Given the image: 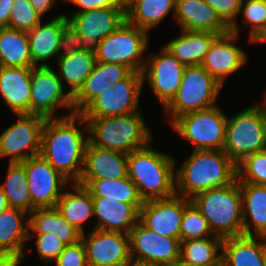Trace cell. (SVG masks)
Masks as SVG:
<instances>
[{
	"instance_id": "obj_1",
	"label": "cell",
	"mask_w": 266,
	"mask_h": 266,
	"mask_svg": "<svg viewBox=\"0 0 266 266\" xmlns=\"http://www.w3.org/2000/svg\"><path fill=\"white\" fill-rule=\"evenodd\" d=\"M84 124L79 114L46 119L42 130L40 156L67 180L78 182L84 165V156L89 135L77 127ZM85 135V136H84Z\"/></svg>"
},
{
	"instance_id": "obj_2",
	"label": "cell",
	"mask_w": 266,
	"mask_h": 266,
	"mask_svg": "<svg viewBox=\"0 0 266 266\" xmlns=\"http://www.w3.org/2000/svg\"><path fill=\"white\" fill-rule=\"evenodd\" d=\"M175 177L176 194L192 199L203 191L233 183L237 167L223 150H193Z\"/></svg>"
},
{
	"instance_id": "obj_3",
	"label": "cell",
	"mask_w": 266,
	"mask_h": 266,
	"mask_svg": "<svg viewBox=\"0 0 266 266\" xmlns=\"http://www.w3.org/2000/svg\"><path fill=\"white\" fill-rule=\"evenodd\" d=\"M150 144L128 154V177L143 201L176 194L175 160L151 148Z\"/></svg>"
},
{
	"instance_id": "obj_4",
	"label": "cell",
	"mask_w": 266,
	"mask_h": 266,
	"mask_svg": "<svg viewBox=\"0 0 266 266\" xmlns=\"http://www.w3.org/2000/svg\"><path fill=\"white\" fill-rule=\"evenodd\" d=\"M89 141L98 147L129 154L152 141L140 111L121 116L84 118Z\"/></svg>"
},
{
	"instance_id": "obj_5",
	"label": "cell",
	"mask_w": 266,
	"mask_h": 266,
	"mask_svg": "<svg viewBox=\"0 0 266 266\" xmlns=\"http://www.w3.org/2000/svg\"><path fill=\"white\" fill-rule=\"evenodd\" d=\"M207 220L213 233L221 238L243 235L240 182L203 191L190 199Z\"/></svg>"
},
{
	"instance_id": "obj_6",
	"label": "cell",
	"mask_w": 266,
	"mask_h": 266,
	"mask_svg": "<svg viewBox=\"0 0 266 266\" xmlns=\"http://www.w3.org/2000/svg\"><path fill=\"white\" fill-rule=\"evenodd\" d=\"M264 150H266V95L261 104L252 105L227 117L223 147V151L236 165L245 157Z\"/></svg>"
},
{
	"instance_id": "obj_7",
	"label": "cell",
	"mask_w": 266,
	"mask_h": 266,
	"mask_svg": "<svg viewBox=\"0 0 266 266\" xmlns=\"http://www.w3.org/2000/svg\"><path fill=\"white\" fill-rule=\"evenodd\" d=\"M222 87L201 65L185 66L177 94L164 108L170 125L186 113L216 106Z\"/></svg>"
},
{
	"instance_id": "obj_8",
	"label": "cell",
	"mask_w": 266,
	"mask_h": 266,
	"mask_svg": "<svg viewBox=\"0 0 266 266\" xmlns=\"http://www.w3.org/2000/svg\"><path fill=\"white\" fill-rule=\"evenodd\" d=\"M148 32L130 24L127 20L99 42L95 52L96 62L120 64L133 72L142 73L148 49Z\"/></svg>"
},
{
	"instance_id": "obj_9",
	"label": "cell",
	"mask_w": 266,
	"mask_h": 266,
	"mask_svg": "<svg viewBox=\"0 0 266 266\" xmlns=\"http://www.w3.org/2000/svg\"><path fill=\"white\" fill-rule=\"evenodd\" d=\"M213 106L208 109L186 113L171 125L194 150H223L226 134L227 115Z\"/></svg>"
},
{
	"instance_id": "obj_10",
	"label": "cell",
	"mask_w": 266,
	"mask_h": 266,
	"mask_svg": "<svg viewBox=\"0 0 266 266\" xmlns=\"http://www.w3.org/2000/svg\"><path fill=\"white\" fill-rule=\"evenodd\" d=\"M143 83L142 73L131 71L93 99L79 114L83 118H98L138 112Z\"/></svg>"
},
{
	"instance_id": "obj_11",
	"label": "cell",
	"mask_w": 266,
	"mask_h": 266,
	"mask_svg": "<svg viewBox=\"0 0 266 266\" xmlns=\"http://www.w3.org/2000/svg\"><path fill=\"white\" fill-rule=\"evenodd\" d=\"M66 107L74 114L73 98L64 90L58 73L48 66H34L31 73L30 115L56 118V108ZM71 110V111H70Z\"/></svg>"
},
{
	"instance_id": "obj_12",
	"label": "cell",
	"mask_w": 266,
	"mask_h": 266,
	"mask_svg": "<svg viewBox=\"0 0 266 266\" xmlns=\"http://www.w3.org/2000/svg\"><path fill=\"white\" fill-rule=\"evenodd\" d=\"M16 116L18 121L0 135V158L11 156V163L24 162L40 154L42 130L46 120L37 115Z\"/></svg>"
},
{
	"instance_id": "obj_13",
	"label": "cell",
	"mask_w": 266,
	"mask_h": 266,
	"mask_svg": "<svg viewBox=\"0 0 266 266\" xmlns=\"http://www.w3.org/2000/svg\"><path fill=\"white\" fill-rule=\"evenodd\" d=\"M25 167L33 211L36 208L55 207L62 191L69 185L62 174L40 155L21 162Z\"/></svg>"
},
{
	"instance_id": "obj_14",
	"label": "cell",
	"mask_w": 266,
	"mask_h": 266,
	"mask_svg": "<svg viewBox=\"0 0 266 266\" xmlns=\"http://www.w3.org/2000/svg\"><path fill=\"white\" fill-rule=\"evenodd\" d=\"M129 236L131 260L157 266H170L179 260V239L160 236L140 222Z\"/></svg>"
},
{
	"instance_id": "obj_15",
	"label": "cell",
	"mask_w": 266,
	"mask_h": 266,
	"mask_svg": "<svg viewBox=\"0 0 266 266\" xmlns=\"http://www.w3.org/2000/svg\"><path fill=\"white\" fill-rule=\"evenodd\" d=\"M146 59L142 77L147 80L160 104L165 108L181 85L185 66L162 46L159 54Z\"/></svg>"
},
{
	"instance_id": "obj_16",
	"label": "cell",
	"mask_w": 266,
	"mask_h": 266,
	"mask_svg": "<svg viewBox=\"0 0 266 266\" xmlns=\"http://www.w3.org/2000/svg\"><path fill=\"white\" fill-rule=\"evenodd\" d=\"M66 18L82 36L83 51L95 53L99 42L125 22L126 8L93 9Z\"/></svg>"
},
{
	"instance_id": "obj_17",
	"label": "cell",
	"mask_w": 266,
	"mask_h": 266,
	"mask_svg": "<svg viewBox=\"0 0 266 266\" xmlns=\"http://www.w3.org/2000/svg\"><path fill=\"white\" fill-rule=\"evenodd\" d=\"M81 240L89 266H126L131 261L129 234L93 229Z\"/></svg>"
},
{
	"instance_id": "obj_18",
	"label": "cell",
	"mask_w": 266,
	"mask_h": 266,
	"mask_svg": "<svg viewBox=\"0 0 266 266\" xmlns=\"http://www.w3.org/2000/svg\"><path fill=\"white\" fill-rule=\"evenodd\" d=\"M183 214L184 197L175 194L168 198L144 201L139 210V222L160 236L180 240Z\"/></svg>"
},
{
	"instance_id": "obj_19",
	"label": "cell",
	"mask_w": 266,
	"mask_h": 266,
	"mask_svg": "<svg viewBox=\"0 0 266 266\" xmlns=\"http://www.w3.org/2000/svg\"><path fill=\"white\" fill-rule=\"evenodd\" d=\"M237 37L230 31L218 36L200 64L222 86L229 75L240 70L247 62V54L234 44Z\"/></svg>"
},
{
	"instance_id": "obj_20",
	"label": "cell",
	"mask_w": 266,
	"mask_h": 266,
	"mask_svg": "<svg viewBox=\"0 0 266 266\" xmlns=\"http://www.w3.org/2000/svg\"><path fill=\"white\" fill-rule=\"evenodd\" d=\"M126 177H128V154L104 149L88 141L79 180H112Z\"/></svg>"
},
{
	"instance_id": "obj_21",
	"label": "cell",
	"mask_w": 266,
	"mask_h": 266,
	"mask_svg": "<svg viewBox=\"0 0 266 266\" xmlns=\"http://www.w3.org/2000/svg\"><path fill=\"white\" fill-rule=\"evenodd\" d=\"M174 18L183 30L212 32L219 36L230 31L204 0H176Z\"/></svg>"
},
{
	"instance_id": "obj_22",
	"label": "cell",
	"mask_w": 266,
	"mask_h": 266,
	"mask_svg": "<svg viewBox=\"0 0 266 266\" xmlns=\"http://www.w3.org/2000/svg\"><path fill=\"white\" fill-rule=\"evenodd\" d=\"M32 68L0 66V94L15 115H30Z\"/></svg>"
},
{
	"instance_id": "obj_23",
	"label": "cell",
	"mask_w": 266,
	"mask_h": 266,
	"mask_svg": "<svg viewBox=\"0 0 266 266\" xmlns=\"http://www.w3.org/2000/svg\"><path fill=\"white\" fill-rule=\"evenodd\" d=\"M94 215L98 222L94 229L130 234L139 222V210L132 204L105 197H92Z\"/></svg>"
},
{
	"instance_id": "obj_24",
	"label": "cell",
	"mask_w": 266,
	"mask_h": 266,
	"mask_svg": "<svg viewBox=\"0 0 266 266\" xmlns=\"http://www.w3.org/2000/svg\"><path fill=\"white\" fill-rule=\"evenodd\" d=\"M257 238L247 235L224 238L222 266H266V239Z\"/></svg>"
},
{
	"instance_id": "obj_25",
	"label": "cell",
	"mask_w": 266,
	"mask_h": 266,
	"mask_svg": "<svg viewBox=\"0 0 266 266\" xmlns=\"http://www.w3.org/2000/svg\"><path fill=\"white\" fill-rule=\"evenodd\" d=\"M240 191L243 207V235L264 237L266 235V185L240 183Z\"/></svg>"
},
{
	"instance_id": "obj_26",
	"label": "cell",
	"mask_w": 266,
	"mask_h": 266,
	"mask_svg": "<svg viewBox=\"0 0 266 266\" xmlns=\"http://www.w3.org/2000/svg\"><path fill=\"white\" fill-rule=\"evenodd\" d=\"M63 29V15L53 17L48 23L42 21L27 32L32 63L34 66H48L46 61L58 58L59 40Z\"/></svg>"
},
{
	"instance_id": "obj_27",
	"label": "cell",
	"mask_w": 266,
	"mask_h": 266,
	"mask_svg": "<svg viewBox=\"0 0 266 266\" xmlns=\"http://www.w3.org/2000/svg\"><path fill=\"white\" fill-rule=\"evenodd\" d=\"M218 34L181 29V35L167 42L164 47L184 66L200 65Z\"/></svg>"
},
{
	"instance_id": "obj_28",
	"label": "cell",
	"mask_w": 266,
	"mask_h": 266,
	"mask_svg": "<svg viewBox=\"0 0 266 266\" xmlns=\"http://www.w3.org/2000/svg\"><path fill=\"white\" fill-rule=\"evenodd\" d=\"M29 216L28 240L32 239L30 231H33L35 234H54L66 246L81 241L82 233L71 226L56 207L36 208Z\"/></svg>"
},
{
	"instance_id": "obj_29",
	"label": "cell",
	"mask_w": 266,
	"mask_h": 266,
	"mask_svg": "<svg viewBox=\"0 0 266 266\" xmlns=\"http://www.w3.org/2000/svg\"><path fill=\"white\" fill-rule=\"evenodd\" d=\"M27 214L23 210L9 207L0 215V251L13 253L22 261L27 254L24 246L29 239V219L25 221Z\"/></svg>"
},
{
	"instance_id": "obj_30",
	"label": "cell",
	"mask_w": 266,
	"mask_h": 266,
	"mask_svg": "<svg viewBox=\"0 0 266 266\" xmlns=\"http://www.w3.org/2000/svg\"><path fill=\"white\" fill-rule=\"evenodd\" d=\"M71 185L75 192L64 191L55 207L71 226L84 234L83 224L94 215L93 198L85 186L77 182Z\"/></svg>"
},
{
	"instance_id": "obj_31",
	"label": "cell",
	"mask_w": 266,
	"mask_h": 266,
	"mask_svg": "<svg viewBox=\"0 0 266 266\" xmlns=\"http://www.w3.org/2000/svg\"><path fill=\"white\" fill-rule=\"evenodd\" d=\"M176 0H130L126 4V20L149 32L173 10Z\"/></svg>"
},
{
	"instance_id": "obj_32",
	"label": "cell",
	"mask_w": 266,
	"mask_h": 266,
	"mask_svg": "<svg viewBox=\"0 0 266 266\" xmlns=\"http://www.w3.org/2000/svg\"><path fill=\"white\" fill-rule=\"evenodd\" d=\"M85 186L92 197H105L115 201L134 205L138 210L143 206L136 185L129 177L122 179L78 180Z\"/></svg>"
},
{
	"instance_id": "obj_33",
	"label": "cell",
	"mask_w": 266,
	"mask_h": 266,
	"mask_svg": "<svg viewBox=\"0 0 266 266\" xmlns=\"http://www.w3.org/2000/svg\"><path fill=\"white\" fill-rule=\"evenodd\" d=\"M0 66L34 67L27 31L0 27Z\"/></svg>"
},
{
	"instance_id": "obj_34",
	"label": "cell",
	"mask_w": 266,
	"mask_h": 266,
	"mask_svg": "<svg viewBox=\"0 0 266 266\" xmlns=\"http://www.w3.org/2000/svg\"><path fill=\"white\" fill-rule=\"evenodd\" d=\"M223 238L213 235L207 238L189 239L180 242L179 260L199 266H222Z\"/></svg>"
},
{
	"instance_id": "obj_35",
	"label": "cell",
	"mask_w": 266,
	"mask_h": 266,
	"mask_svg": "<svg viewBox=\"0 0 266 266\" xmlns=\"http://www.w3.org/2000/svg\"><path fill=\"white\" fill-rule=\"evenodd\" d=\"M59 76L64 87L68 85V93L73 98L83 86L86 78L91 74L96 63L95 53L77 51L69 57H58Z\"/></svg>"
},
{
	"instance_id": "obj_36",
	"label": "cell",
	"mask_w": 266,
	"mask_h": 266,
	"mask_svg": "<svg viewBox=\"0 0 266 266\" xmlns=\"http://www.w3.org/2000/svg\"><path fill=\"white\" fill-rule=\"evenodd\" d=\"M11 208H17L27 213L33 212L30 189L25 167L21 162H9L6 180L0 184Z\"/></svg>"
},
{
	"instance_id": "obj_37",
	"label": "cell",
	"mask_w": 266,
	"mask_h": 266,
	"mask_svg": "<svg viewBox=\"0 0 266 266\" xmlns=\"http://www.w3.org/2000/svg\"><path fill=\"white\" fill-rule=\"evenodd\" d=\"M105 63L96 62L91 74L86 78L83 86L73 97L74 113H80L93 99L108 89Z\"/></svg>"
},
{
	"instance_id": "obj_38",
	"label": "cell",
	"mask_w": 266,
	"mask_h": 266,
	"mask_svg": "<svg viewBox=\"0 0 266 266\" xmlns=\"http://www.w3.org/2000/svg\"><path fill=\"white\" fill-rule=\"evenodd\" d=\"M241 13L251 28L248 40L262 43L266 39V0H242Z\"/></svg>"
},
{
	"instance_id": "obj_39",
	"label": "cell",
	"mask_w": 266,
	"mask_h": 266,
	"mask_svg": "<svg viewBox=\"0 0 266 266\" xmlns=\"http://www.w3.org/2000/svg\"><path fill=\"white\" fill-rule=\"evenodd\" d=\"M213 236L207 220L190 200L184 197V214L180 229V242L189 239L207 238Z\"/></svg>"
},
{
	"instance_id": "obj_40",
	"label": "cell",
	"mask_w": 266,
	"mask_h": 266,
	"mask_svg": "<svg viewBox=\"0 0 266 266\" xmlns=\"http://www.w3.org/2000/svg\"><path fill=\"white\" fill-rule=\"evenodd\" d=\"M236 167L240 183L266 185V150L245 157Z\"/></svg>"
},
{
	"instance_id": "obj_41",
	"label": "cell",
	"mask_w": 266,
	"mask_h": 266,
	"mask_svg": "<svg viewBox=\"0 0 266 266\" xmlns=\"http://www.w3.org/2000/svg\"><path fill=\"white\" fill-rule=\"evenodd\" d=\"M41 21L42 17L34 10L30 0H14L9 18V28L28 32Z\"/></svg>"
},
{
	"instance_id": "obj_42",
	"label": "cell",
	"mask_w": 266,
	"mask_h": 266,
	"mask_svg": "<svg viewBox=\"0 0 266 266\" xmlns=\"http://www.w3.org/2000/svg\"><path fill=\"white\" fill-rule=\"evenodd\" d=\"M213 8L221 20L230 28V32L239 34L237 17L240 15L242 0H204Z\"/></svg>"
},
{
	"instance_id": "obj_43",
	"label": "cell",
	"mask_w": 266,
	"mask_h": 266,
	"mask_svg": "<svg viewBox=\"0 0 266 266\" xmlns=\"http://www.w3.org/2000/svg\"><path fill=\"white\" fill-rule=\"evenodd\" d=\"M82 40V36L63 14V29L59 40L58 57H69L77 51H83Z\"/></svg>"
},
{
	"instance_id": "obj_44",
	"label": "cell",
	"mask_w": 266,
	"mask_h": 266,
	"mask_svg": "<svg viewBox=\"0 0 266 266\" xmlns=\"http://www.w3.org/2000/svg\"><path fill=\"white\" fill-rule=\"evenodd\" d=\"M36 250L45 264L54 262L63 251L64 245L54 234H36Z\"/></svg>"
},
{
	"instance_id": "obj_45",
	"label": "cell",
	"mask_w": 266,
	"mask_h": 266,
	"mask_svg": "<svg viewBox=\"0 0 266 266\" xmlns=\"http://www.w3.org/2000/svg\"><path fill=\"white\" fill-rule=\"evenodd\" d=\"M54 263L55 266H89L82 240L76 244L65 246Z\"/></svg>"
},
{
	"instance_id": "obj_46",
	"label": "cell",
	"mask_w": 266,
	"mask_h": 266,
	"mask_svg": "<svg viewBox=\"0 0 266 266\" xmlns=\"http://www.w3.org/2000/svg\"><path fill=\"white\" fill-rule=\"evenodd\" d=\"M79 7L74 13L90 11L99 8H126L124 0H63Z\"/></svg>"
},
{
	"instance_id": "obj_47",
	"label": "cell",
	"mask_w": 266,
	"mask_h": 266,
	"mask_svg": "<svg viewBox=\"0 0 266 266\" xmlns=\"http://www.w3.org/2000/svg\"><path fill=\"white\" fill-rule=\"evenodd\" d=\"M107 80L110 81V86L120 80H123L131 70L120 64L105 63Z\"/></svg>"
},
{
	"instance_id": "obj_48",
	"label": "cell",
	"mask_w": 266,
	"mask_h": 266,
	"mask_svg": "<svg viewBox=\"0 0 266 266\" xmlns=\"http://www.w3.org/2000/svg\"><path fill=\"white\" fill-rule=\"evenodd\" d=\"M14 0H0V27H8Z\"/></svg>"
},
{
	"instance_id": "obj_49",
	"label": "cell",
	"mask_w": 266,
	"mask_h": 266,
	"mask_svg": "<svg viewBox=\"0 0 266 266\" xmlns=\"http://www.w3.org/2000/svg\"><path fill=\"white\" fill-rule=\"evenodd\" d=\"M55 2L56 0H30V4L41 17L53 7Z\"/></svg>"
},
{
	"instance_id": "obj_50",
	"label": "cell",
	"mask_w": 266,
	"mask_h": 266,
	"mask_svg": "<svg viewBox=\"0 0 266 266\" xmlns=\"http://www.w3.org/2000/svg\"><path fill=\"white\" fill-rule=\"evenodd\" d=\"M22 259L9 252L0 251V266H18Z\"/></svg>"
},
{
	"instance_id": "obj_51",
	"label": "cell",
	"mask_w": 266,
	"mask_h": 266,
	"mask_svg": "<svg viewBox=\"0 0 266 266\" xmlns=\"http://www.w3.org/2000/svg\"><path fill=\"white\" fill-rule=\"evenodd\" d=\"M9 208L7 203L6 195L0 187V215Z\"/></svg>"
},
{
	"instance_id": "obj_52",
	"label": "cell",
	"mask_w": 266,
	"mask_h": 266,
	"mask_svg": "<svg viewBox=\"0 0 266 266\" xmlns=\"http://www.w3.org/2000/svg\"><path fill=\"white\" fill-rule=\"evenodd\" d=\"M126 266H157V265H151L148 263H142V262L131 260Z\"/></svg>"
},
{
	"instance_id": "obj_53",
	"label": "cell",
	"mask_w": 266,
	"mask_h": 266,
	"mask_svg": "<svg viewBox=\"0 0 266 266\" xmlns=\"http://www.w3.org/2000/svg\"><path fill=\"white\" fill-rule=\"evenodd\" d=\"M170 266H199V265H190V264H187V263H184V262L178 260L173 265H170Z\"/></svg>"
}]
</instances>
